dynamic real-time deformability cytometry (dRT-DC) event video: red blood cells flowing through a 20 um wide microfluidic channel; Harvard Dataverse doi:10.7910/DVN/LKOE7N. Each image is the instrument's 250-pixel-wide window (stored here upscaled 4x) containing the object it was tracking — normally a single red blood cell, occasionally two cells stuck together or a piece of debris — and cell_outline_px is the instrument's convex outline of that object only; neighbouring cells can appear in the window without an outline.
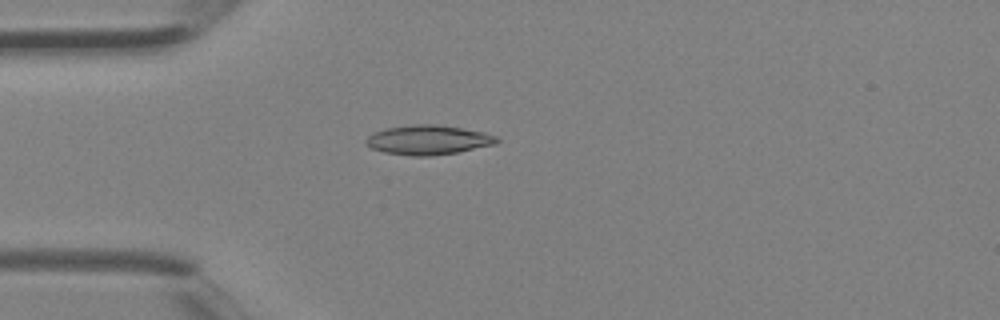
{"species": "Egyptian fruit bat (a non-hibernating species)", "species_latin": "Rousettus aegyptiacus", "temperature_condition": "room temperature", "stored_images_in_passage": 2, "camera_frame_rate_fps": 3000, "um_per_image_px": 0.085, "animal": {"sex": "female"}, "frame": {"image": 1, "passage_image": 2, "time_ms": 0.333, "image_size_px": [1000, 320], "cell_outline_px": [[500, 140], [496, 144], [456, 152], [432, 156], [412, 156], [384, 152], [372, 148], [364, 144], [364, 140], [368, 136], [376, 132], [388, 128], [416, 124], [436, 124], [484, 132], [496, 136]], "centroid_in_image_um": [36.39, 11.9], "position_along_channel_um": 48.6, "area_um2": 22.31}}